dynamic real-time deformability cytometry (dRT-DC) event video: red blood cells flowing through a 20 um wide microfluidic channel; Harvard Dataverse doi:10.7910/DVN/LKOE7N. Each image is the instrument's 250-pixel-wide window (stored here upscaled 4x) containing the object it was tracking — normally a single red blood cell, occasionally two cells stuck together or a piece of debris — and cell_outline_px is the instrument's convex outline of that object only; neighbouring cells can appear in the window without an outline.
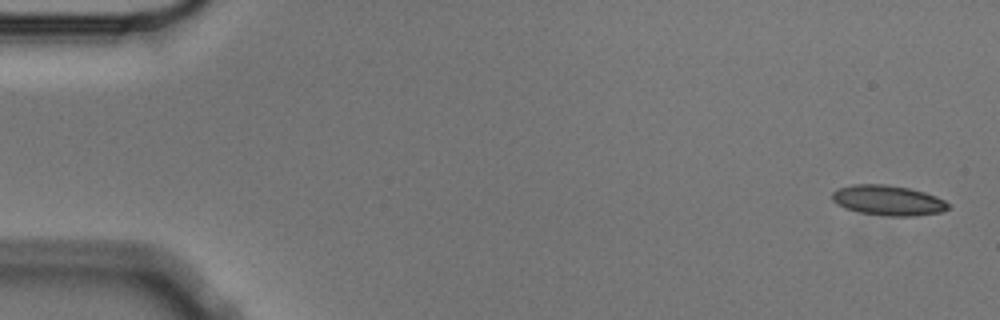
{"species": "Egyptian fruit bat (a non-hibernating species)", "species_latin": "Rousettus aegyptiacus", "temperature_condition": "cold", "stored_images_in_passage": 5, "camera_frame_rate_fps": 3000, "um_per_image_px": 0.085, "animal": {"sex": "male"}, "frame": {"image": 1, "passage_image": 1, "time_ms": 0.0, "image_size_px": [1000, 320], "cell_outline_px": [[948, 208], [940, 212], [916, 216], [888, 216], [860, 212], [844, 208], [836, 204], [832, 200], [832, 192], [840, 188], [852, 184], [884, 184], [908, 188], [924, 192], [936, 196], [944, 200], [948, 204]], "centroid_in_image_um": [75.46, 17.03], "position_along_channel_um": 9.5, "area_um2": 20.29}}
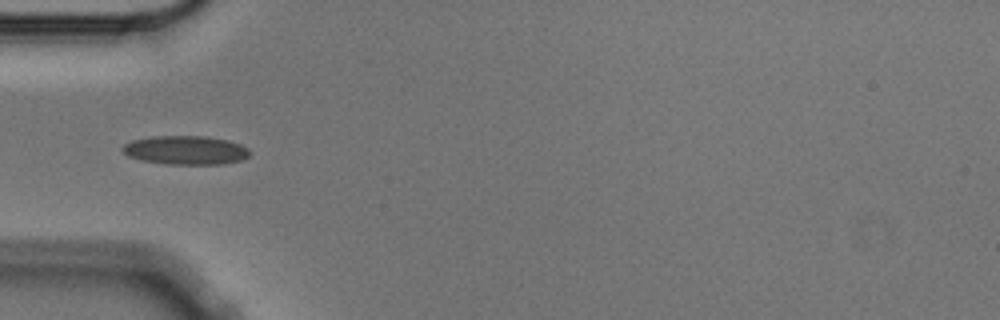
{"frame": {"image": 2, "passage_image": 5, "time_ms": 1.333, "image_size_px": [1000, 320], "cell_outline_px": [[252, 152], [248, 156], [240, 160], [224, 164], [164, 164], [140, 160], [128, 156], [120, 148], [124, 144], [132, 140], [152, 136], [204, 136], [228, 140], [240, 144], [248, 148]], "centroid_in_image_um": [15.77, 12.76], "position_along_channel_um": 69.2, "area_um2": 21.5}}